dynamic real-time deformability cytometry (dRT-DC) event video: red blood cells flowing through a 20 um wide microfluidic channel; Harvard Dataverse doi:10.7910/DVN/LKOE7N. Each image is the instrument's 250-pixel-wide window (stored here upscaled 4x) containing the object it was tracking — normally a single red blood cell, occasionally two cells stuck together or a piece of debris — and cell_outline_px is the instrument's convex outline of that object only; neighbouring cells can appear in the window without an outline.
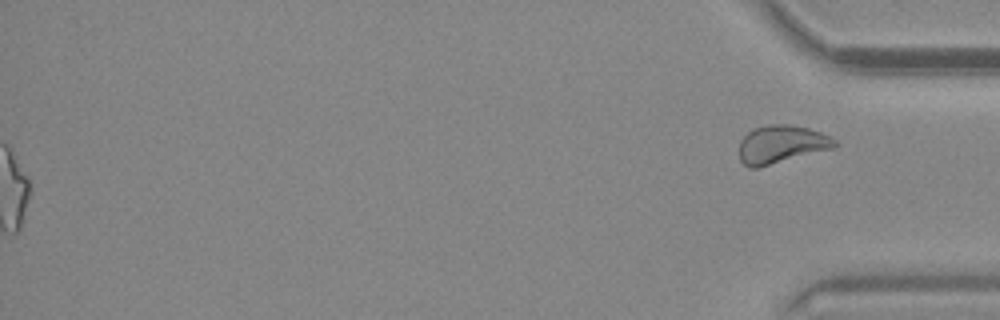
{"species": "common noctule bat (a hibernating species)", "species_latin": "Nyctalus noctula", "temperature_condition": "warm", "stored_images_in_passage": 40, "segment_of_instrument_passage": [2, 2], "camera_frame_rate_fps": 3000, "um_per_image_px": 0.085, "animal": {"sex": "male", "body_mass_g": 20.4}, "frame": {"image": 1, "passage_image": 40, "time_ms": 13.0, "image_size_px": [1000, 320], "cell_outline_px": [[840, 144], [836, 148], [756, 168], [748, 168], [740, 160], [740, 140], [752, 128], [768, 124], [788, 124], [808, 128], [820, 132], [836, 140]], "centroid_in_image_um": [66.43, 12.26], "position_along_channel_um": 368.8, "area_um2": 21.33}}